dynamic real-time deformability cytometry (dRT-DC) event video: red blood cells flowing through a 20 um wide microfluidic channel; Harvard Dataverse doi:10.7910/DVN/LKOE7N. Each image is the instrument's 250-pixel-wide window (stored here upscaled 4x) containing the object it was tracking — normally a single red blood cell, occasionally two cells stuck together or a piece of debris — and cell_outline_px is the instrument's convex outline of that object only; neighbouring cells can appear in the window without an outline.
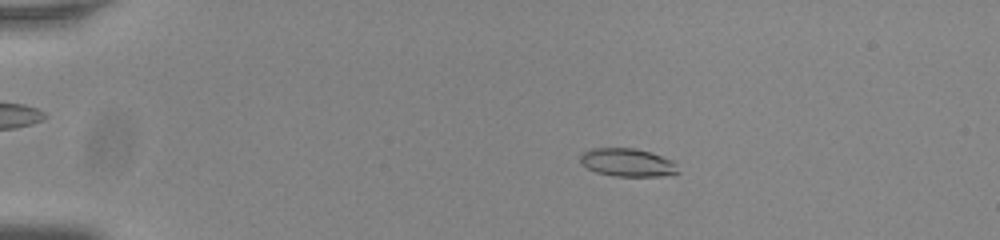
{"species": "common noctule bat (a hibernating species)", "species_latin": "Nyctalus noctula", "temperature_condition": "room temperature", "stored_images_in_passage": 55, "camera_frame_rate_fps": 3000, "um_per_image_px": 0.085, "animal": {"sex": "male", "body_mass_g": 20.0, "forearm_length_mm": 53.3}, "frame": {"image": 1, "passage_image": 11, "time_ms": 3.333, "image_size_px": [1000, 240], "cell_outline_px": [[680, 172], [672, 176], [612, 176], [596, 172], [580, 164], [580, 156], [584, 152], [592, 148], [636, 148], [652, 152], [676, 160]], "centroid_in_image_um": [53.43, 13.82], "position_along_channel_um": 31.6, "area_um2": 16.53}}
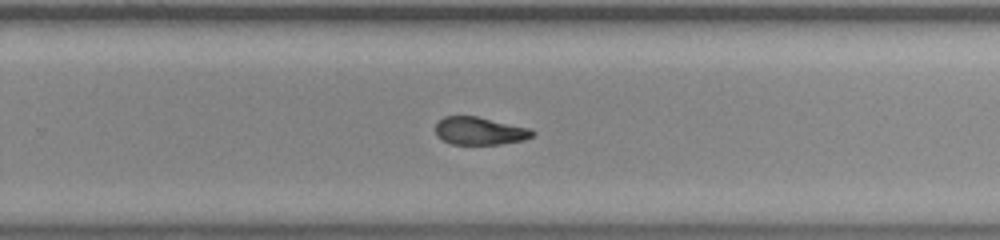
{"frame": {"image": 2, "passage_image": 37, "time_ms": 12.0, "image_size_px": [1000, 240], "cell_outline_px": [[536, 132], [532, 136], [524, 140], [500, 144], [452, 144], [440, 140], [436, 136], [436, 124], [444, 116], [476, 116], [532, 128]], "centroid_in_image_um": [40.78, 11.13], "position_along_channel_um": 289.0, "area_um2": 15.84}}
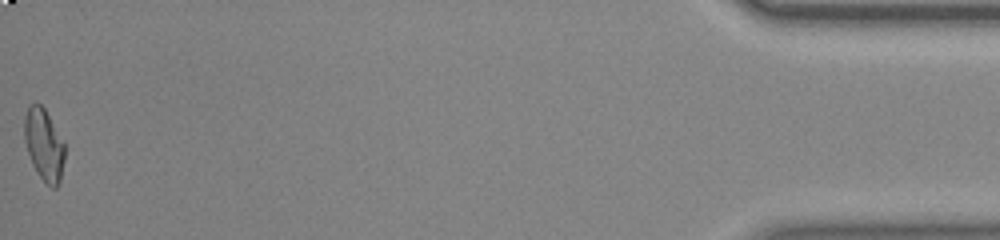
{"frame": {"image": 3, "passage_image": 55, "time_ms": 18.0, "image_size_px": [1000, 240], "cell_outline_px": [[64, 160], [60, 180], [56, 188], [52, 188], [36, 172], [32, 164], [24, 140], [24, 116], [28, 104], [36, 100], [44, 108], [64, 144]], "centroid_in_image_um": [3.7, 12.26], "position_along_channel_um": 431.5, "area_um2": 16.82}, "authors_computed_cell_mechanics": {"area_um2": 16.5308, "velocity_mm_per_s": 3.8188, "shape_relaxation_time_tau1_ms": null, "shape_relaxation_time_tau2_ms": 3.0178, "deformation_change_tau1": null, "deformation_change_tau2": 0.0666}}